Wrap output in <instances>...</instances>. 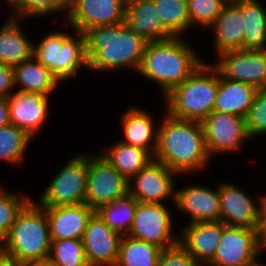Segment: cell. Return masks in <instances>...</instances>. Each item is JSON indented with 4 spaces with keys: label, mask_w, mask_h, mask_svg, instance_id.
Wrapping results in <instances>:
<instances>
[{
    "label": "cell",
    "mask_w": 266,
    "mask_h": 266,
    "mask_svg": "<svg viewBox=\"0 0 266 266\" xmlns=\"http://www.w3.org/2000/svg\"><path fill=\"white\" fill-rule=\"evenodd\" d=\"M215 57L212 65L224 78L266 89V50H231Z\"/></svg>",
    "instance_id": "cell-12"
},
{
    "label": "cell",
    "mask_w": 266,
    "mask_h": 266,
    "mask_svg": "<svg viewBox=\"0 0 266 266\" xmlns=\"http://www.w3.org/2000/svg\"><path fill=\"white\" fill-rule=\"evenodd\" d=\"M244 29L242 10L234 2H228L208 30L214 33L215 55L243 49Z\"/></svg>",
    "instance_id": "cell-23"
},
{
    "label": "cell",
    "mask_w": 266,
    "mask_h": 266,
    "mask_svg": "<svg viewBox=\"0 0 266 266\" xmlns=\"http://www.w3.org/2000/svg\"><path fill=\"white\" fill-rule=\"evenodd\" d=\"M244 17L243 49L266 50V7L260 0L234 2Z\"/></svg>",
    "instance_id": "cell-28"
},
{
    "label": "cell",
    "mask_w": 266,
    "mask_h": 266,
    "mask_svg": "<svg viewBox=\"0 0 266 266\" xmlns=\"http://www.w3.org/2000/svg\"><path fill=\"white\" fill-rule=\"evenodd\" d=\"M33 44V56L58 79L66 82L88 69L85 55V36L81 31H52Z\"/></svg>",
    "instance_id": "cell-6"
},
{
    "label": "cell",
    "mask_w": 266,
    "mask_h": 266,
    "mask_svg": "<svg viewBox=\"0 0 266 266\" xmlns=\"http://www.w3.org/2000/svg\"><path fill=\"white\" fill-rule=\"evenodd\" d=\"M32 140L26 131L11 123L0 127V161L20 167Z\"/></svg>",
    "instance_id": "cell-30"
},
{
    "label": "cell",
    "mask_w": 266,
    "mask_h": 266,
    "mask_svg": "<svg viewBox=\"0 0 266 266\" xmlns=\"http://www.w3.org/2000/svg\"><path fill=\"white\" fill-rule=\"evenodd\" d=\"M7 5L13 10L8 15L28 20L63 12L62 15L66 16L69 0H10Z\"/></svg>",
    "instance_id": "cell-33"
},
{
    "label": "cell",
    "mask_w": 266,
    "mask_h": 266,
    "mask_svg": "<svg viewBox=\"0 0 266 266\" xmlns=\"http://www.w3.org/2000/svg\"><path fill=\"white\" fill-rule=\"evenodd\" d=\"M20 266H54V265L47 260V261L28 262Z\"/></svg>",
    "instance_id": "cell-43"
},
{
    "label": "cell",
    "mask_w": 266,
    "mask_h": 266,
    "mask_svg": "<svg viewBox=\"0 0 266 266\" xmlns=\"http://www.w3.org/2000/svg\"><path fill=\"white\" fill-rule=\"evenodd\" d=\"M234 183L221 182L218 185L221 219L227 226L258 230L260 224V206L263 195L251 198L247 191ZM247 192V193H246ZM255 199L257 201H254ZM259 199V200H258Z\"/></svg>",
    "instance_id": "cell-15"
},
{
    "label": "cell",
    "mask_w": 266,
    "mask_h": 266,
    "mask_svg": "<svg viewBox=\"0 0 266 266\" xmlns=\"http://www.w3.org/2000/svg\"><path fill=\"white\" fill-rule=\"evenodd\" d=\"M263 252L258 230L224 224L216 253L206 266H259Z\"/></svg>",
    "instance_id": "cell-10"
},
{
    "label": "cell",
    "mask_w": 266,
    "mask_h": 266,
    "mask_svg": "<svg viewBox=\"0 0 266 266\" xmlns=\"http://www.w3.org/2000/svg\"><path fill=\"white\" fill-rule=\"evenodd\" d=\"M4 188L0 187V244L6 238L19 212L32 199L28 195L7 191Z\"/></svg>",
    "instance_id": "cell-35"
},
{
    "label": "cell",
    "mask_w": 266,
    "mask_h": 266,
    "mask_svg": "<svg viewBox=\"0 0 266 266\" xmlns=\"http://www.w3.org/2000/svg\"><path fill=\"white\" fill-rule=\"evenodd\" d=\"M15 89L13 66L0 63V96L9 97Z\"/></svg>",
    "instance_id": "cell-39"
},
{
    "label": "cell",
    "mask_w": 266,
    "mask_h": 266,
    "mask_svg": "<svg viewBox=\"0 0 266 266\" xmlns=\"http://www.w3.org/2000/svg\"><path fill=\"white\" fill-rule=\"evenodd\" d=\"M125 23L148 42L174 37L161 23L153 0H126Z\"/></svg>",
    "instance_id": "cell-22"
},
{
    "label": "cell",
    "mask_w": 266,
    "mask_h": 266,
    "mask_svg": "<svg viewBox=\"0 0 266 266\" xmlns=\"http://www.w3.org/2000/svg\"><path fill=\"white\" fill-rule=\"evenodd\" d=\"M172 210L166 204L137 202L130 231L127 235L167 249L179 242V235L173 232Z\"/></svg>",
    "instance_id": "cell-8"
},
{
    "label": "cell",
    "mask_w": 266,
    "mask_h": 266,
    "mask_svg": "<svg viewBox=\"0 0 266 266\" xmlns=\"http://www.w3.org/2000/svg\"><path fill=\"white\" fill-rule=\"evenodd\" d=\"M137 200L129 193L123 198L117 199L110 204L103 205L95 212L113 230L127 235L130 231Z\"/></svg>",
    "instance_id": "cell-31"
},
{
    "label": "cell",
    "mask_w": 266,
    "mask_h": 266,
    "mask_svg": "<svg viewBox=\"0 0 266 266\" xmlns=\"http://www.w3.org/2000/svg\"><path fill=\"white\" fill-rule=\"evenodd\" d=\"M223 229L221 221L187 223L179 229V243L201 266H206L216 253Z\"/></svg>",
    "instance_id": "cell-19"
},
{
    "label": "cell",
    "mask_w": 266,
    "mask_h": 266,
    "mask_svg": "<svg viewBox=\"0 0 266 266\" xmlns=\"http://www.w3.org/2000/svg\"><path fill=\"white\" fill-rule=\"evenodd\" d=\"M125 4L126 0H69L65 24L84 33L96 26L123 22Z\"/></svg>",
    "instance_id": "cell-14"
},
{
    "label": "cell",
    "mask_w": 266,
    "mask_h": 266,
    "mask_svg": "<svg viewBox=\"0 0 266 266\" xmlns=\"http://www.w3.org/2000/svg\"><path fill=\"white\" fill-rule=\"evenodd\" d=\"M88 176V153H78L52 177L36 201L41 207L85 203Z\"/></svg>",
    "instance_id": "cell-7"
},
{
    "label": "cell",
    "mask_w": 266,
    "mask_h": 266,
    "mask_svg": "<svg viewBox=\"0 0 266 266\" xmlns=\"http://www.w3.org/2000/svg\"><path fill=\"white\" fill-rule=\"evenodd\" d=\"M158 266H201L178 242L161 250Z\"/></svg>",
    "instance_id": "cell-38"
},
{
    "label": "cell",
    "mask_w": 266,
    "mask_h": 266,
    "mask_svg": "<svg viewBox=\"0 0 266 266\" xmlns=\"http://www.w3.org/2000/svg\"><path fill=\"white\" fill-rule=\"evenodd\" d=\"M122 236L95 212L88 220L82 239L88 265L115 266Z\"/></svg>",
    "instance_id": "cell-16"
},
{
    "label": "cell",
    "mask_w": 266,
    "mask_h": 266,
    "mask_svg": "<svg viewBox=\"0 0 266 266\" xmlns=\"http://www.w3.org/2000/svg\"><path fill=\"white\" fill-rule=\"evenodd\" d=\"M245 122L251 139L266 135V89H258L256 92L253 104L245 117Z\"/></svg>",
    "instance_id": "cell-37"
},
{
    "label": "cell",
    "mask_w": 266,
    "mask_h": 266,
    "mask_svg": "<svg viewBox=\"0 0 266 266\" xmlns=\"http://www.w3.org/2000/svg\"><path fill=\"white\" fill-rule=\"evenodd\" d=\"M10 124L9 104L7 97L0 96V127Z\"/></svg>",
    "instance_id": "cell-41"
},
{
    "label": "cell",
    "mask_w": 266,
    "mask_h": 266,
    "mask_svg": "<svg viewBox=\"0 0 266 266\" xmlns=\"http://www.w3.org/2000/svg\"><path fill=\"white\" fill-rule=\"evenodd\" d=\"M0 266H18L14 259L0 245Z\"/></svg>",
    "instance_id": "cell-42"
},
{
    "label": "cell",
    "mask_w": 266,
    "mask_h": 266,
    "mask_svg": "<svg viewBox=\"0 0 266 266\" xmlns=\"http://www.w3.org/2000/svg\"><path fill=\"white\" fill-rule=\"evenodd\" d=\"M51 240H82L88 220L95 211L86 203L44 207Z\"/></svg>",
    "instance_id": "cell-20"
},
{
    "label": "cell",
    "mask_w": 266,
    "mask_h": 266,
    "mask_svg": "<svg viewBox=\"0 0 266 266\" xmlns=\"http://www.w3.org/2000/svg\"><path fill=\"white\" fill-rule=\"evenodd\" d=\"M98 151L88 153L85 203L94 211L129 193V182Z\"/></svg>",
    "instance_id": "cell-9"
},
{
    "label": "cell",
    "mask_w": 266,
    "mask_h": 266,
    "mask_svg": "<svg viewBox=\"0 0 266 266\" xmlns=\"http://www.w3.org/2000/svg\"><path fill=\"white\" fill-rule=\"evenodd\" d=\"M84 36L88 70L110 73L129 67L138 72L148 41L125 21L90 28Z\"/></svg>",
    "instance_id": "cell-2"
},
{
    "label": "cell",
    "mask_w": 266,
    "mask_h": 266,
    "mask_svg": "<svg viewBox=\"0 0 266 266\" xmlns=\"http://www.w3.org/2000/svg\"><path fill=\"white\" fill-rule=\"evenodd\" d=\"M257 91L253 85L231 81L219 73V86L213 111L245 118Z\"/></svg>",
    "instance_id": "cell-25"
},
{
    "label": "cell",
    "mask_w": 266,
    "mask_h": 266,
    "mask_svg": "<svg viewBox=\"0 0 266 266\" xmlns=\"http://www.w3.org/2000/svg\"><path fill=\"white\" fill-rule=\"evenodd\" d=\"M123 139L119 141L147 150L152 156L157 146L158 127L152 113L131 106L120 117Z\"/></svg>",
    "instance_id": "cell-21"
},
{
    "label": "cell",
    "mask_w": 266,
    "mask_h": 266,
    "mask_svg": "<svg viewBox=\"0 0 266 266\" xmlns=\"http://www.w3.org/2000/svg\"><path fill=\"white\" fill-rule=\"evenodd\" d=\"M175 208L182 214L187 215L190 221H220L221 207L218 192V184L214 190L203 185H188L175 190Z\"/></svg>",
    "instance_id": "cell-18"
},
{
    "label": "cell",
    "mask_w": 266,
    "mask_h": 266,
    "mask_svg": "<svg viewBox=\"0 0 266 266\" xmlns=\"http://www.w3.org/2000/svg\"><path fill=\"white\" fill-rule=\"evenodd\" d=\"M49 98L50 96L41 93L15 90L7 97L10 123L23 129L34 139L49 119Z\"/></svg>",
    "instance_id": "cell-17"
},
{
    "label": "cell",
    "mask_w": 266,
    "mask_h": 266,
    "mask_svg": "<svg viewBox=\"0 0 266 266\" xmlns=\"http://www.w3.org/2000/svg\"><path fill=\"white\" fill-rule=\"evenodd\" d=\"M177 175L153 160L129 181V194L142 203L165 204L170 199L174 204Z\"/></svg>",
    "instance_id": "cell-13"
},
{
    "label": "cell",
    "mask_w": 266,
    "mask_h": 266,
    "mask_svg": "<svg viewBox=\"0 0 266 266\" xmlns=\"http://www.w3.org/2000/svg\"><path fill=\"white\" fill-rule=\"evenodd\" d=\"M259 242L262 250L266 249V194H263L260 206Z\"/></svg>",
    "instance_id": "cell-40"
},
{
    "label": "cell",
    "mask_w": 266,
    "mask_h": 266,
    "mask_svg": "<svg viewBox=\"0 0 266 266\" xmlns=\"http://www.w3.org/2000/svg\"><path fill=\"white\" fill-rule=\"evenodd\" d=\"M48 261L54 266H89L82 240H51Z\"/></svg>",
    "instance_id": "cell-34"
},
{
    "label": "cell",
    "mask_w": 266,
    "mask_h": 266,
    "mask_svg": "<svg viewBox=\"0 0 266 266\" xmlns=\"http://www.w3.org/2000/svg\"><path fill=\"white\" fill-rule=\"evenodd\" d=\"M0 26V63L15 66L33 56V42L21 27V18L8 16Z\"/></svg>",
    "instance_id": "cell-24"
},
{
    "label": "cell",
    "mask_w": 266,
    "mask_h": 266,
    "mask_svg": "<svg viewBox=\"0 0 266 266\" xmlns=\"http://www.w3.org/2000/svg\"><path fill=\"white\" fill-rule=\"evenodd\" d=\"M162 25L174 36L191 30L187 0H153ZM184 34V35H183Z\"/></svg>",
    "instance_id": "cell-32"
},
{
    "label": "cell",
    "mask_w": 266,
    "mask_h": 266,
    "mask_svg": "<svg viewBox=\"0 0 266 266\" xmlns=\"http://www.w3.org/2000/svg\"><path fill=\"white\" fill-rule=\"evenodd\" d=\"M18 266L47 261L51 239L44 207L33 198L23 207L0 244Z\"/></svg>",
    "instance_id": "cell-4"
},
{
    "label": "cell",
    "mask_w": 266,
    "mask_h": 266,
    "mask_svg": "<svg viewBox=\"0 0 266 266\" xmlns=\"http://www.w3.org/2000/svg\"><path fill=\"white\" fill-rule=\"evenodd\" d=\"M13 70L15 86L16 89L19 86L20 91L50 96L61 84L51 71L34 56L13 66Z\"/></svg>",
    "instance_id": "cell-26"
},
{
    "label": "cell",
    "mask_w": 266,
    "mask_h": 266,
    "mask_svg": "<svg viewBox=\"0 0 266 266\" xmlns=\"http://www.w3.org/2000/svg\"><path fill=\"white\" fill-rule=\"evenodd\" d=\"M161 250L156 245L123 235L115 266H158Z\"/></svg>",
    "instance_id": "cell-29"
},
{
    "label": "cell",
    "mask_w": 266,
    "mask_h": 266,
    "mask_svg": "<svg viewBox=\"0 0 266 266\" xmlns=\"http://www.w3.org/2000/svg\"><path fill=\"white\" fill-rule=\"evenodd\" d=\"M227 2H237V1H243V0H226Z\"/></svg>",
    "instance_id": "cell-44"
},
{
    "label": "cell",
    "mask_w": 266,
    "mask_h": 266,
    "mask_svg": "<svg viewBox=\"0 0 266 266\" xmlns=\"http://www.w3.org/2000/svg\"><path fill=\"white\" fill-rule=\"evenodd\" d=\"M164 110V118L158 124L154 160L179 176L207 169L211 158L199 122L174 118Z\"/></svg>",
    "instance_id": "cell-1"
},
{
    "label": "cell",
    "mask_w": 266,
    "mask_h": 266,
    "mask_svg": "<svg viewBox=\"0 0 266 266\" xmlns=\"http://www.w3.org/2000/svg\"><path fill=\"white\" fill-rule=\"evenodd\" d=\"M219 86V71L204 61L196 71L164 97L174 118L200 122L212 112Z\"/></svg>",
    "instance_id": "cell-5"
},
{
    "label": "cell",
    "mask_w": 266,
    "mask_h": 266,
    "mask_svg": "<svg viewBox=\"0 0 266 266\" xmlns=\"http://www.w3.org/2000/svg\"><path fill=\"white\" fill-rule=\"evenodd\" d=\"M210 158L241 150L250 140L245 118L213 111L199 122Z\"/></svg>",
    "instance_id": "cell-11"
},
{
    "label": "cell",
    "mask_w": 266,
    "mask_h": 266,
    "mask_svg": "<svg viewBox=\"0 0 266 266\" xmlns=\"http://www.w3.org/2000/svg\"><path fill=\"white\" fill-rule=\"evenodd\" d=\"M226 0H187L191 28L208 29L222 13Z\"/></svg>",
    "instance_id": "cell-36"
},
{
    "label": "cell",
    "mask_w": 266,
    "mask_h": 266,
    "mask_svg": "<svg viewBox=\"0 0 266 266\" xmlns=\"http://www.w3.org/2000/svg\"><path fill=\"white\" fill-rule=\"evenodd\" d=\"M3 1H5L6 4H7L10 0H2V1L0 0V3L3 2Z\"/></svg>",
    "instance_id": "cell-45"
},
{
    "label": "cell",
    "mask_w": 266,
    "mask_h": 266,
    "mask_svg": "<svg viewBox=\"0 0 266 266\" xmlns=\"http://www.w3.org/2000/svg\"><path fill=\"white\" fill-rule=\"evenodd\" d=\"M108 147V148H107ZM100 152L106 161H108L128 182L151 161L153 156L139 147L116 141L112 146H107Z\"/></svg>",
    "instance_id": "cell-27"
},
{
    "label": "cell",
    "mask_w": 266,
    "mask_h": 266,
    "mask_svg": "<svg viewBox=\"0 0 266 266\" xmlns=\"http://www.w3.org/2000/svg\"><path fill=\"white\" fill-rule=\"evenodd\" d=\"M185 37L148 42L138 73L156 82L164 98L204 62Z\"/></svg>",
    "instance_id": "cell-3"
}]
</instances>
